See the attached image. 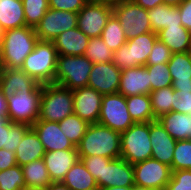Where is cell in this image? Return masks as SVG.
<instances>
[{
  "mask_svg": "<svg viewBox=\"0 0 191 190\" xmlns=\"http://www.w3.org/2000/svg\"><path fill=\"white\" fill-rule=\"evenodd\" d=\"M0 117H8L7 97L0 90Z\"/></svg>",
  "mask_w": 191,
  "mask_h": 190,
  "instance_id": "obj_49",
  "label": "cell"
},
{
  "mask_svg": "<svg viewBox=\"0 0 191 190\" xmlns=\"http://www.w3.org/2000/svg\"><path fill=\"white\" fill-rule=\"evenodd\" d=\"M38 40L35 28L28 26L2 32L1 68L21 69L25 58L34 50Z\"/></svg>",
  "mask_w": 191,
  "mask_h": 190,
  "instance_id": "obj_2",
  "label": "cell"
},
{
  "mask_svg": "<svg viewBox=\"0 0 191 190\" xmlns=\"http://www.w3.org/2000/svg\"><path fill=\"white\" fill-rule=\"evenodd\" d=\"M113 8L98 1H88L78 12L77 27L89 38L100 37Z\"/></svg>",
  "mask_w": 191,
  "mask_h": 190,
  "instance_id": "obj_12",
  "label": "cell"
},
{
  "mask_svg": "<svg viewBox=\"0 0 191 190\" xmlns=\"http://www.w3.org/2000/svg\"><path fill=\"white\" fill-rule=\"evenodd\" d=\"M72 93L74 113L89 124L98 123L103 95L88 86Z\"/></svg>",
  "mask_w": 191,
  "mask_h": 190,
  "instance_id": "obj_15",
  "label": "cell"
},
{
  "mask_svg": "<svg viewBox=\"0 0 191 190\" xmlns=\"http://www.w3.org/2000/svg\"><path fill=\"white\" fill-rule=\"evenodd\" d=\"M26 186L21 166L0 171V190H19Z\"/></svg>",
  "mask_w": 191,
  "mask_h": 190,
  "instance_id": "obj_39",
  "label": "cell"
},
{
  "mask_svg": "<svg viewBox=\"0 0 191 190\" xmlns=\"http://www.w3.org/2000/svg\"><path fill=\"white\" fill-rule=\"evenodd\" d=\"M84 56L93 64L113 62V51L109 49L101 37L89 38Z\"/></svg>",
  "mask_w": 191,
  "mask_h": 190,
  "instance_id": "obj_35",
  "label": "cell"
},
{
  "mask_svg": "<svg viewBox=\"0 0 191 190\" xmlns=\"http://www.w3.org/2000/svg\"><path fill=\"white\" fill-rule=\"evenodd\" d=\"M40 96L41 85L33 93L17 92L7 97L9 120L32 126L38 119Z\"/></svg>",
  "mask_w": 191,
  "mask_h": 190,
  "instance_id": "obj_11",
  "label": "cell"
},
{
  "mask_svg": "<svg viewBox=\"0 0 191 190\" xmlns=\"http://www.w3.org/2000/svg\"><path fill=\"white\" fill-rule=\"evenodd\" d=\"M31 126L24 123H13L10 120L8 121V133L6 139V147H3L5 150L15 152L17 146L20 144L24 134Z\"/></svg>",
  "mask_w": 191,
  "mask_h": 190,
  "instance_id": "obj_40",
  "label": "cell"
},
{
  "mask_svg": "<svg viewBox=\"0 0 191 190\" xmlns=\"http://www.w3.org/2000/svg\"><path fill=\"white\" fill-rule=\"evenodd\" d=\"M98 2L107 4L110 7H115L117 5L123 4L128 1H133V0H97Z\"/></svg>",
  "mask_w": 191,
  "mask_h": 190,
  "instance_id": "obj_52",
  "label": "cell"
},
{
  "mask_svg": "<svg viewBox=\"0 0 191 190\" xmlns=\"http://www.w3.org/2000/svg\"><path fill=\"white\" fill-rule=\"evenodd\" d=\"M157 36L169 47L172 53L191 52V31L183 25L166 27L160 30Z\"/></svg>",
  "mask_w": 191,
  "mask_h": 190,
  "instance_id": "obj_27",
  "label": "cell"
},
{
  "mask_svg": "<svg viewBox=\"0 0 191 190\" xmlns=\"http://www.w3.org/2000/svg\"><path fill=\"white\" fill-rule=\"evenodd\" d=\"M174 91L179 97L172 105V111L191 115V92Z\"/></svg>",
  "mask_w": 191,
  "mask_h": 190,
  "instance_id": "obj_45",
  "label": "cell"
},
{
  "mask_svg": "<svg viewBox=\"0 0 191 190\" xmlns=\"http://www.w3.org/2000/svg\"><path fill=\"white\" fill-rule=\"evenodd\" d=\"M113 14L119 20L127 40L152 32L148 10L134 1H128L113 7Z\"/></svg>",
  "mask_w": 191,
  "mask_h": 190,
  "instance_id": "obj_10",
  "label": "cell"
},
{
  "mask_svg": "<svg viewBox=\"0 0 191 190\" xmlns=\"http://www.w3.org/2000/svg\"><path fill=\"white\" fill-rule=\"evenodd\" d=\"M166 190H191V170L172 171Z\"/></svg>",
  "mask_w": 191,
  "mask_h": 190,
  "instance_id": "obj_43",
  "label": "cell"
},
{
  "mask_svg": "<svg viewBox=\"0 0 191 190\" xmlns=\"http://www.w3.org/2000/svg\"><path fill=\"white\" fill-rule=\"evenodd\" d=\"M58 123L62 133L67 136V138L74 144L75 147L80 143L90 125L75 113L67 116Z\"/></svg>",
  "mask_w": 191,
  "mask_h": 190,
  "instance_id": "obj_34",
  "label": "cell"
},
{
  "mask_svg": "<svg viewBox=\"0 0 191 190\" xmlns=\"http://www.w3.org/2000/svg\"><path fill=\"white\" fill-rule=\"evenodd\" d=\"M73 113L72 90L54 83L41 85L37 120L59 122Z\"/></svg>",
  "mask_w": 191,
  "mask_h": 190,
  "instance_id": "obj_3",
  "label": "cell"
},
{
  "mask_svg": "<svg viewBox=\"0 0 191 190\" xmlns=\"http://www.w3.org/2000/svg\"><path fill=\"white\" fill-rule=\"evenodd\" d=\"M148 18L152 32L155 33L166 27L182 26L178 6L157 5L148 10Z\"/></svg>",
  "mask_w": 191,
  "mask_h": 190,
  "instance_id": "obj_26",
  "label": "cell"
},
{
  "mask_svg": "<svg viewBox=\"0 0 191 190\" xmlns=\"http://www.w3.org/2000/svg\"><path fill=\"white\" fill-rule=\"evenodd\" d=\"M9 121V117H0V125H5Z\"/></svg>",
  "mask_w": 191,
  "mask_h": 190,
  "instance_id": "obj_57",
  "label": "cell"
},
{
  "mask_svg": "<svg viewBox=\"0 0 191 190\" xmlns=\"http://www.w3.org/2000/svg\"><path fill=\"white\" fill-rule=\"evenodd\" d=\"M31 127L35 130L46 152L77 149L62 133L58 122L36 120Z\"/></svg>",
  "mask_w": 191,
  "mask_h": 190,
  "instance_id": "obj_18",
  "label": "cell"
},
{
  "mask_svg": "<svg viewBox=\"0 0 191 190\" xmlns=\"http://www.w3.org/2000/svg\"><path fill=\"white\" fill-rule=\"evenodd\" d=\"M62 183L71 190H99L94 177L80 159L66 173Z\"/></svg>",
  "mask_w": 191,
  "mask_h": 190,
  "instance_id": "obj_29",
  "label": "cell"
},
{
  "mask_svg": "<svg viewBox=\"0 0 191 190\" xmlns=\"http://www.w3.org/2000/svg\"><path fill=\"white\" fill-rule=\"evenodd\" d=\"M183 0H163V4L168 6H179Z\"/></svg>",
  "mask_w": 191,
  "mask_h": 190,
  "instance_id": "obj_54",
  "label": "cell"
},
{
  "mask_svg": "<svg viewBox=\"0 0 191 190\" xmlns=\"http://www.w3.org/2000/svg\"><path fill=\"white\" fill-rule=\"evenodd\" d=\"M93 63L84 55H58L54 84L70 90L87 87Z\"/></svg>",
  "mask_w": 191,
  "mask_h": 190,
  "instance_id": "obj_5",
  "label": "cell"
},
{
  "mask_svg": "<svg viewBox=\"0 0 191 190\" xmlns=\"http://www.w3.org/2000/svg\"><path fill=\"white\" fill-rule=\"evenodd\" d=\"M157 39V33L148 32L127 40L117 51L113 52V63L121 71L131 67L146 65Z\"/></svg>",
  "mask_w": 191,
  "mask_h": 190,
  "instance_id": "obj_7",
  "label": "cell"
},
{
  "mask_svg": "<svg viewBox=\"0 0 191 190\" xmlns=\"http://www.w3.org/2000/svg\"><path fill=\"white\" fill-rule=\"evenodd\" d=\"M145 66L149 71L151 91L172 86L173 80L167 63Z\"/></svg>",
  "mask_w": 191,
  "mask_h": 190,
  "instance_id": "obj_37",
  "label": "cell"
},
{
  "mask_svg": "<svg viewBox=\"0 0 191 190\" xmlns=\"http://www.w3.org/2000/svg\"><path fill=\"white\" fill-rule=\"evenodd\" d=\"M100 37L113 52L127 42L125 32L114 14L107 20Z\"/></svg>",
  "mask_w": 191,
  "mask_h": 190,
  "instance_id": "obj_33",
  "label": "cell"
},
{
  "mask_svg": "<svg viewBox=\"0 0 191 190\" xmlns=\"http://www.w3.org/2000/svg\"><path fill=\"white\" fill-rule=\"evenodd\" d=\"M22 0H0V29L2 32L26 26Z\"/></svg>",
  "mask_w": 191,
  "mask_h": 190,
  "instance_id": "obj_28",
  "label": "cell"
},
{
  "mask_svg": "<svg viewBox=\"0 0 191 190\" xmlns=\"http://www.w3.org/2000/svg\"><path fill=\"white\" fill-rule=\"evenodd\" d=\"M2 31L0 30V69H1V64H2V59H3V52H2Z\"/></svg>",
  "mask_w": 191,
  "mask_h": 190,
  "instance_id": "obj_55",
  "label": "cell"
},
{
  "mask_svg": "<svg viewBox=\"0 0 191 190\" xmlns=\"http://www.w3.org/2000/svg\"><path fill=\"white\" fill-rule=\"evenodd\" d=\"M21 190H46L45 188L35 187V186H24Z\"/></svg>",
  "mask_w": 191,
  "mask_h": 190,
  "instance_id": "obj_56",
  "label": "cell"
},
{
  "mask_svg": "<svg viewBox=\"0 0 191 190\" xmlns=\"http://www.w3.org/2000/svg\"><path fill=\"white\" fill-rule=\"evenodd\" d=\"M136 4L140 5L146 10L153 9L157 5L163 4V0H133Z\"/></svg>",
  "mask_w": 191,
  "mask_h": 190,
  "instance_id": "obj_48",
  "label": "cell"
},
{
  "mask_svg": "<svg viewBox=\"0 0 191 190\" xmlns=\"http://www.w3.org/2000/svg\"><path fill=\"white\" fill-rule=\"evenodd\" d=\"M151 92L149 71L146 66H136L122 70L118 93L125 97L147 94Z\"/></svg>",
  "mask_w": 191,
  "mask_h": 190,
  "instance_id": "obj_20",
  "label": "cell"
},
{
  "mask_svg": "<svg viewBox=\"0 0 191 190\" xmlns=\"http://www.w3.org/2000/svg\"><path fill=\"white\" fill-rule=\"evenodd\" d=\"M152 111L156 120L172 111V105L178 100V95L172 86L153 90L149 93Z\"/></svg>",
  "mask_w": 191,
  "mask_h": 190,
  "instance_id": "obj_32",
  "label": "cell"
},
{
  "mask_svg": "<svg viewBox=\"0 0 191 190\" xmlns=\"http://www.w3.org/2000/svg\"><path fill=\"white\" fill-rule=\"evenodd\" d=\"M57 56L53 41L38 40L21 69L41 85L54 83Z\"/></svg>",
  "mask_w": 191,
  "mask_h": 190,
  "instance_id": "obj_4",
  "label": "cell"
},
{
  "mask_svg": "<svg viewBox=\"0 0 191 190\" xmlns=\"http://www.w3.org/2000/svg\"><path fill=\"white\" fill-rule=\"evenodd\" d=\"M191 170V139L176 142L173 152L172 171Z\"/></svg>",
  "mask_w": 191,
  "mask_h": 190,
  "instance_id": "obj_38",
  "label": "cell"
},
{
  "mask_svg": "<svg viewBox=\"0 0 191 190\" xmlns=\"http://www.w3.org/2000/svg\"><path fill=\"white\" fill-rule=\"evenodd\" d=\"M157 120L176 141L191 139V115L171 111Z\"/></svg>",
  "mask_w": 191,
  "mask_h": 190,
  "instance_id": "obj_25",
  "label": "cell"
},
{
  "mask_svg": "<svg viewBox=\"0 0 191 190\" xmlns=\"http://www.w3.org/2000/svg\"><path fill=\"white\" fill-rule=\"evenodd\" d=\"M46 153L35 130L30 127L24 134L15 151L17 165L23 166L35 160L42 159Z\"/></svg>",
  "mask_w": 191,
  "mask_h": 190,
  "instance_id": "obj_24",
  "label": "cell"
},
{
  "mask_svg": "<svg viewBox=\"0 0 191 190\" xmlns=\"http://www.w3.org/2000/svg\"><path fill=\"white\" fill-rule=\"evenodd\" d=\"M133 190H149V189H144V188H139V187L133 186Z\"/></svg>",
  "mask_w": 191,
  "mask_h": 190,
  "instance_id": "obj_58",
  "label": "cell"
},
{
  "mask_svg": "<svg viewBox=\"0 0 191 190\" xmlns=\"http://www.w3.org/2000/svg\"><path fill=\"white\" fill-rule=\"evenodd\" d=\"M182 25L191 31V0H183L179 6Z\"/></svg>",
  "mask_w": 191,
  "mask_h": 190,
  "instance_id": "obj_46",
  "label": "cell"
},
{
  "mask_svg": "<svg viewBox=\"0 0 191 190\" xmlns=\"http://www.w3.org/2000/svg\"><path fill=\"white\" fill-rule=\"evenodd\" d=\"M89 37L78 27L59 34L54 40L58 55L81 56L87 48Z\"/></svg>",
  "mask_w": 191,
  "mask_h": 190,
  "instance_id": "obj_23",
  "label": "cell"
},
{
  "mask_svg": "<svg viewBox=\"0 0 191 190\" xmlns=\"http://www.w3.org/2000/svg\"><path fill=\"white\" fill-rule=\"evenodd\" d=\"M121 158L130 164H135L152 155L150 142L149 122L134 123L121 133Z\"/></svg>",
  "mask_w": 191,
  "mask_h": 190,
  "instance_id": "obj_6",
  "label": "cell"
},
{
  "mask_svg": "<svg viewBox=\"0 0 191 190\" xmlns=\"http://www.w3.org/2000/svg\"><path fill=\"white\" fill-rule=\"evenodd\" d=\"M40 85L22 69H0V90L6 97L17 92L33 93Z\"/></svg>",
  "mask_w": 191,
  "mask_h": 190,
  "instance_id": "obj_19",
  "label": "cell"
},
{
  "mask_svg": "<svg viewBox=\"0 0 191 190\" xmlns=\"http://www.w3.org/2000/svg\"><path fill=\"white\" fill-rule=\"evenodd\" d=\"M135 186L149 190H166L172 169L153 158L133 164Z\"/></svg>",
  "mask_w": 191,
  "mask_h": 190,
  "instance_id": "obj_9",
  "label": "cell"
},
{
  "mask_svg": "<svg viewBox=\"0 0 191 190\" xmlns=\"http://www.w3.org/2000/svg\"><path fill=\"white\" fill-rule=\"evenodd\" d=\"M121 133L99 123L90 124L76 146L79 156H101L116 159L121 156Z\"/></svg>",
  "mask_w": 191,
  "mask_h": 190,
  "instance_id": "obj_1",
  "label": "cell"
},
{
  "mask_svg": "<svg viewBox=\"0 0 191 190\" xmlns=\"http://www.w3.org/2000/svg\"><path fill=\"white\" fill-rule=\"evenodd\" d=\"M17 165L15 152L5 150L4 148L0 149V171L9 169Z\"/></svg>",
  "mask_w": 191,
  "mask_h": 190,
  "instance_id": "obj_47",
  "label": "cell"
},
{
  "mask_svg": "<svg viewBox=\"0 0 191 190\" xmlns=\"http://www.w3.org/2000/svg\"><path fill=\"white\" fill-rule=\"evenodd\" d=\"M79 159L77 149L49 151L43 156L52 182H62L66 173Z\"/></svg>",
  "mask_w": 191,
  "mask_h": 190,
  "instance_id": "obj_21",
  "label": "cell"
},
{
  "mask_svg": "<svg viewBox=\"0 0 191 190\" xmlns=\"http://www.w3.org/2000/svg\"><path fill=\"white\" fill-rule=\"evenodd\" d=\"M172 52L169 47L162 41L157 39L153 45V48L149 54L146 65H156L162 63H168L171 59Z\"/></svg>",
  "mask_w": 191,
  "mask_h": 190,
  "instance_id": "obj_42",
  "label": "cell"
},
{
  "mask_svg": "<svg viewBox=\"0 0 191 190\" xmlns=\"http://www.w3.org/2000/svg\"><path fill=\"white\" fill-rule=\"evenodd\" d=\"M150 142L152 145L151 158L171 167L176 140L165 130L162 124L156 120L149 122Z\"/></svg>",
  "mask_w": 191,
  "mask_h": 190,
  "instance_id": "obj_16",
  "label": "cell"
},
{
  "mask_svg": "<svg viewBox=\"0 0 191 190\" xmlns=\"http://www.w3.org/2000/svg\"><path fill=\"white\" fill-rule=\"evenodd\" d=\"M168 67L174 90L191 92V52L172 53Z\"/></svg>",
  "mask_w": 191,
  "mask_h": 190,
  "instance_id": "obj_22",
  "label": "cell"
},
{
  "mask_svg": "<svg viewBox=\"0 0 191 190\" xmlns=\"http://www.w3.org/2000/svg\"><path fill=\"white\" fill-rule=\"evenodd\" d=\"M48 2L52 9L78 13L88 0H48Z\"/></svg>",
  "mask_w": 191,
  "mask_h": 190,
  "instance_id": "obj_44",
  "label": "cell"
},
{
  "mask_svg": "<svg viewBox=\"0 0 191 190\" xmlns=\"http://www.w3.org/2000/svg\"><path fill=\"white\" fill-rule=\"evenodd\" d=\"M46 190H71V189L62 182H52L46 188Z\"/></svg>",
  "mask_w": 191,
  "mask_h": 190,
  "instance_id": "obj_51",
  "label": "cell"
},
{
  "mask_svg": "<svg viewBox=\"0 0 191 190\" xmlns=\"http://www.w3.org/2000/svg\"><path fill=\"white\" fill-rule=\"evenodd\" d=\"M128 112L134 123L156 121L152 111L150 96L147 94L126 97Z\"/></svg>",
  "mask_w": 191,
  "mask_h": 190,
  "instance_id": "obj_30",
  "label": "cell"
},
{
  "mask_svg": "<svg viewBox=\"0 0 191 190\" xmlns=\"http://www.w3.org/2000/svg\"><path fill=\"white\" fill-rule=\"evenodd\" d=\"M78 13L49 8L35 27L37 38L53 41L59 34L77 27Z\"/></svg>",
  "mask_w": 191,
  "mask_h": 190,
  "instance_id": "obj_13",
  "label": "cell"
},
{
  "mask_svg": "<svg viewBox=\"0 0 191 190\" xmlns=\"http://www.w3.org/2000/svg\"><path fill=\"white\" fill-rule=\"evenodd\" d=\"M121 72L113 62L93 64L87 86L102 95L118 93Z\"/></svg>",
  "mask_w": 191,
  "mask_h": 190,
  "instance_id": "obj_14",
  "label": "cell"
},
{
  "mask_svg": "<svg viewBox=\"0 0 191 190\" xmlns=\"http://www.w3.org/2000/svg\"><path fill=\"white\" fill-rule=\"evenodd\" d=\"M79 158L89 173L94 177L100 190V177H102L104 163H109L112 159L101 156H79Z\"/></svg>",
  "mask_w": 191,
  "mask_h": 190,
  "instance_id": "obj_41",
  "label": "cell"
},
{
  "mask_svg": "<svg viewBox=\"0 0 191 190\" xmlns=\"http://www.w3.org/2000/svg\"><path fill=\"white\" fill-rule=\"evenodd\" d=\"M135 186L134 167L121 157L104 163L102 177H100V190L105 187Z\"/></svg>",
  "mask_w": 191,
  "mask_h": 190,
  "instance_id": "obj_17",
  "label": "cell"
},
{
  "mask_svg": "<svg viewBox=\"0 0 191 190\" xmlns=\"http://www.w3.org/2000/svg\"><path fill=\"white\" fill-rule=\"evenodd\" d=\"M26 26L35 28L48 11V0H22Z\"/></svg>",
  "mask_w": 191,
  "mask_h": 190,
  "instance_id": "obj_36",
  "label": "cell"
},
{
  "mask_svg": "<svg viewBox=\"0 0 191 190\" xmlns=\"http://www.w3.org/2000/svg\"><path fill=\"white\" fill-rule=\"evenodd\" d=\"M7 133H8V122L5 125H0V149L6 147Z\"/></svg>",
  "mask_w": 191,
  "mask_h": 190,
  "instance_id": "obj_50",
  "label": "cell"
},
{
  "mask_svg": "<svg viewBox=\"0 0 191 190\" xmlns=\"http://www.w3.org/2000/svg\"><path fill=\"white\" fill-rule=\"evenodd\" d=\"M21 169L27 186L46 189L52 183L43 158L23 165Z\"/></svg>",
  "mask_w": 191,
  "mask_h": 190,
  "instance_id": "obj_31",
  "label": "cell"
},
{
  "mask_svg": "<svg viewBox=\"0 0 191 190\" xmlns=\"http://www.w3.org/2000/svg\"><path fill=\"white\" fill-rule=\"evenodd\" d=\"M101 190H133V186H129V187L111 186V187L102 188Z\"/></svg>",
  "mask_w": 191,
  "mask_h": 190,
  "instance_id": "obj_53",
  "label": "cell"
},
{
  "mask_svg": "<svg viewBox=\"0 0 191 190\" xmlns=\"http://www.w3.org/2000/svg\"><path fill=\"white\" fill-rule=\"evenodd\" d=\"M98 123L120 133L132 126L126 97L121 93L103 95Z\"/></svg>",
  "mask_w": 191,
  "mask_h": 190,
  "instance_id": "obj_8",
  "label": "cell"
}]
</instances>
